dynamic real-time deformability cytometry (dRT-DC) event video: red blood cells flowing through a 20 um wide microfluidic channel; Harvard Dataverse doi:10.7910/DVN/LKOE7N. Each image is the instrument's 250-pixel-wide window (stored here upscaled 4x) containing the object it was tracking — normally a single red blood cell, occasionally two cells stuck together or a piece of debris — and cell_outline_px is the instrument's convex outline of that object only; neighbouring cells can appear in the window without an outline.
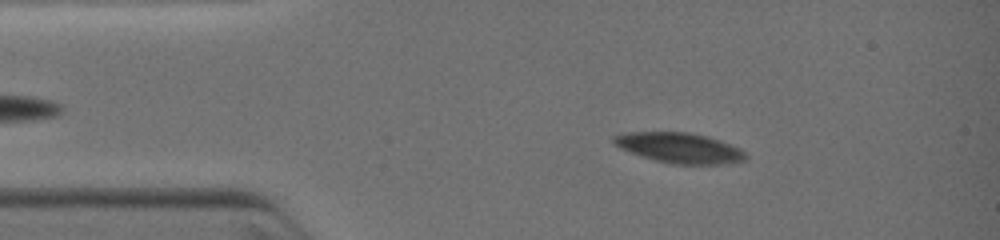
{"species": "common noctule bat (a hibernating species)", "species_latin": "Nyctalus noctula", "temperature_condition": "warm", "stored_images_in_passage": 10, "camera_frame_rate_fps": 3000, "um_per_image_px": 0.085, "animal": {"sex": "female", "body_mass_g": 19.0, "forearm_length_mm": 51.5}, "frame": {"image": 1, "passage_image": 4, "time_ms": 1.333, "image_size_px": [1000, 240], "cell_outline_px": [[748, 156], [744, 160], [720, 164], [672, 164], [640, 156], [620, 148], [612, 144], [612, 136], [624, 132], [688, 132], [708, 136], [720, 140], [740, 148]], "centroid_in_image_um": [57.71, 12.56], "position_along_channel_um": 27.3, "area_um2": 23.35}}
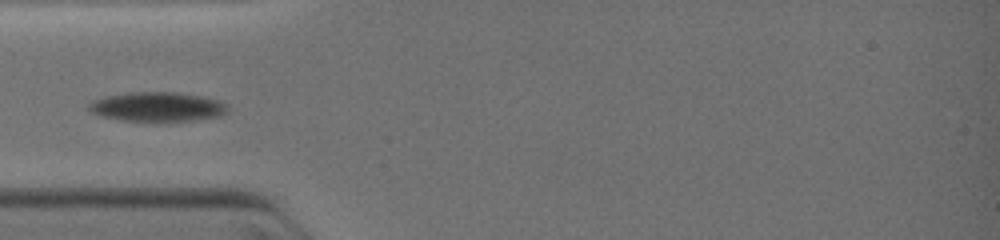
{"frame": {"image": 2, "passage_image": 9, "time_ms": 3.333, "image_size_px": [1000, 240], "cell_outline_px": [[228, 112], [220, 116], [192, 120], [120, 120], [100, 116], [92, 112], [88, 108], [88, 104], [92, 100], [104, 96], [132, 92], [176, 92], [204, 96], [220, 100], [228, 104]], "centroid_in_image_um": [13.39, 9.05], "position_along_channel_um": 71.6, "area_um2": 23.76}}